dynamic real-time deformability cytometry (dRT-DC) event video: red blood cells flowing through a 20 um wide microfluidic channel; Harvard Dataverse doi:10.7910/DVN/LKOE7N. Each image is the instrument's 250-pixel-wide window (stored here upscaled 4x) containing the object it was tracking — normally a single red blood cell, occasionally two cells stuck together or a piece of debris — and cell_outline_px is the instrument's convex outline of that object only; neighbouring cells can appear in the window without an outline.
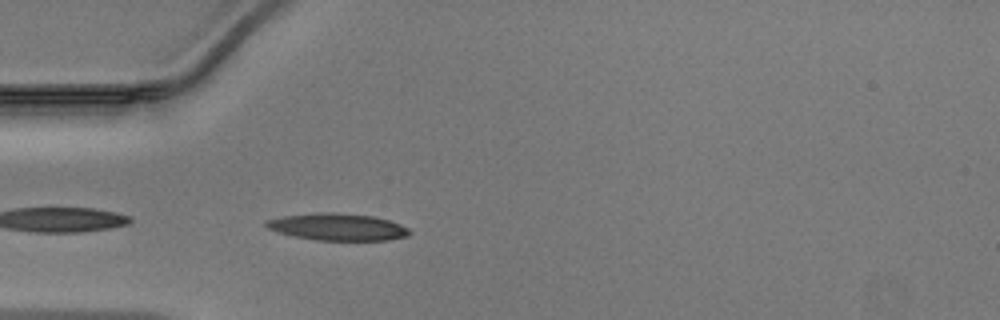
{"species": "Egyptian fruit bat (a non-hibernating species)", "species_latin": "Rousettus aegyptiacus", "temperature_condition": "warm", "stored_images_in_passage": 23, "camera_frame_rate_fps": 3000, "um_per_image_px": 0.085, "animal": {"sex": "male"}, "frame": {"image": 1, "passage_image": 2, "time_ms": 0.333, "image_size_px": [1000, 320], "cell_outline_px": [[412, 232], [408, 236], [388, 240], [316, 240], [292, 236], [268, 228], [264, 224], [264, 220], [284, 216], [316, 212], [332, 212], [372, 216], [388, 220], [400, 224], [408, 228]], "centroid_in_image_um": [28.69, 19.29], "position_along_channel_um": 56.3, "area_um2": 22.54}}
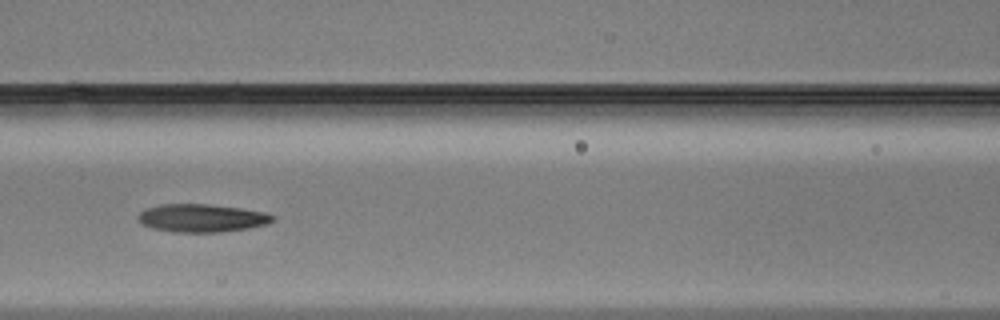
{"frame": {"image": 2, "passage_image": 9, "time_ms": 2.667, "image_size_px": [1000, 320], "cell_outline_px": [[272, 220], [268, 224], [248, 228], [220, 232], [172, 232], [152, 228], [136, 220], [136, 216], [144, 208], [160, 204], [208, 204], [240, 208], [264, 212], [272, 216]], "centroid_in_image_um": [17.07, 18.53], "position_along_channel_um": 149.5, "area_um2": 21.96}}
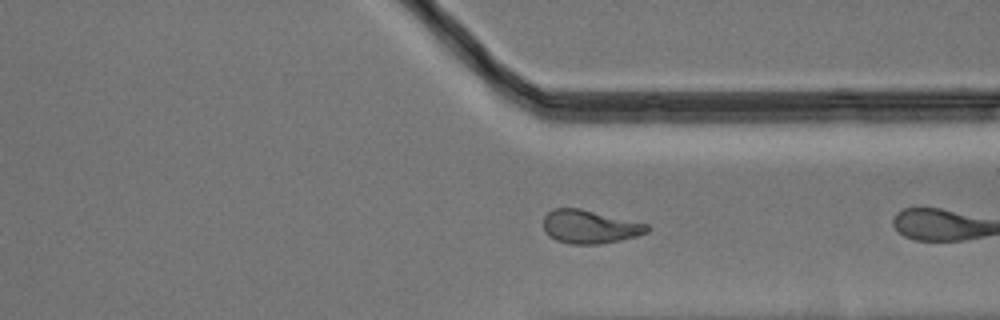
{"frame": {"image": 3, "passage_image": 22, "time_ms": 7.0, "image_size_px": [1000, 320], "cell_outline_px": [[652, 228], [648, 232], [636, 236], [620, 240], [600, 244], [568, 244], [556, 240], [548, 236], [544, 228], [544, 216], [552, 208], [580, 208], [648, 224]], "centroid_in_image_um": [50.13, 19.27], "position_along_channel_um": 361.3, "area_um2": 20.29}}